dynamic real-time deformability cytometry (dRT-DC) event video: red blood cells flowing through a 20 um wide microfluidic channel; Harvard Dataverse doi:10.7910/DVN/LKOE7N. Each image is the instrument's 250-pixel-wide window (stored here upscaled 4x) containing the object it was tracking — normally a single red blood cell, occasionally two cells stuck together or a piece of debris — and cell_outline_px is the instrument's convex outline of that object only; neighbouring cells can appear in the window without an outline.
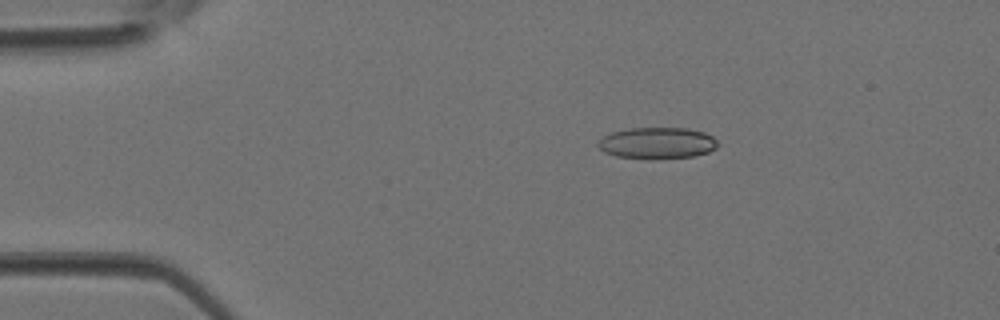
{"species": "Egyptian fruit bat (a non-hibernating species)", "species_latin": "Rousettus aegyptiacus", "temperature_condition": "room temperature", "stored_images_in_passage": 4, "camera_frame_rate_fps": 3000, "um_per_image_px": 0.085, "animal": {"sex": "female"}, "frame": {"image": 1, "passage_image": 2, "time_ms": 0.333, "image_size_px": [1000, 320], "cell_outline_px": [[720, 144], [716, 148], [708, 152], [696, 156], [616, 156], [604, 152], [596, 144], [604, 136], [612, 132], [632, 128], [688, 128], [704, 132], [712, 136]], "centroid_in_image_um": [55.9, 12.11], "position_along_channel_um": 29.1, "area_um2": 21.04}}
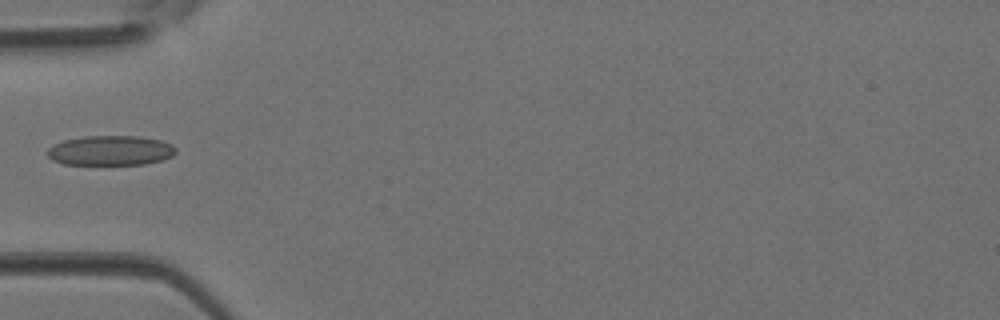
{"frame": {"image": 2, "passage_image": 4, "time_ms": 1.0, "image_size_px": [1000, 320], "cell_outline_px": [[176, 152], [172, 156], [160, 160], [144, 164], [64, 164], [52, 160], [44, 152], [52, 144], [64, 140], [84, 136], [136, 136], [160, 140], [172, 144], [176, 148]], "centroid_in_image_um": [9.35, 12.79], "position_along_channel_um": 75.7, "area_um2": 22.37}}